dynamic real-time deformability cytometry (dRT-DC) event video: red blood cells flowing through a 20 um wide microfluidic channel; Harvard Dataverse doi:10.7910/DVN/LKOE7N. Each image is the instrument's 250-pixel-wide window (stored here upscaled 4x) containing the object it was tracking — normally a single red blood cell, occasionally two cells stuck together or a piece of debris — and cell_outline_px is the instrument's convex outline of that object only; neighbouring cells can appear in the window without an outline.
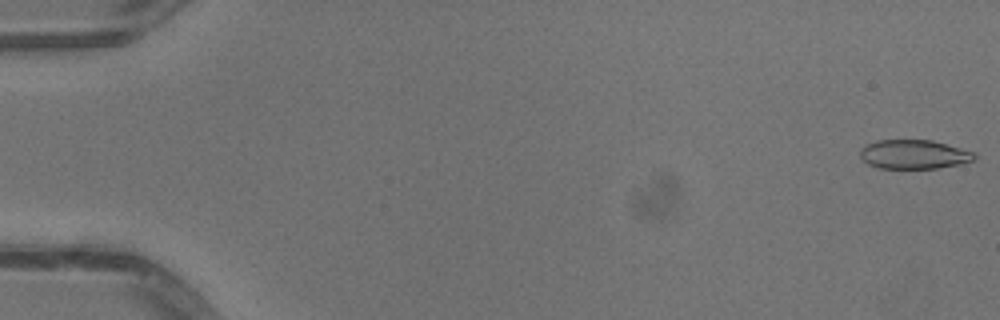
{"species": "common noctule bat (a hibernating species)", "species_latin": "Nyctalus noctula", "temperature_condition": "warm", "stored_images_in_passage": 6, "camera_frame_rate_fps": 3000, "um_per_image_px": 0.085, "animal": {"sex": "male", "body_mass_g": 13.3}, "frame": {"image": 1, "passage_image": 1, "time_ms": 0.0, "image_size_px": [1000, 320], "cell_outline_px": [[976, 156], [972, 160], [960, 164], [940, 168], [880, 168], [868, 164], [860, 156], [860, 152], [868, 144], [876, 140], [932, 140], [976, 152]], "centroid_in_image_um": [77.72, 13.12], "position_along_channel_um": 7.3, "area_um2": 19.25}}